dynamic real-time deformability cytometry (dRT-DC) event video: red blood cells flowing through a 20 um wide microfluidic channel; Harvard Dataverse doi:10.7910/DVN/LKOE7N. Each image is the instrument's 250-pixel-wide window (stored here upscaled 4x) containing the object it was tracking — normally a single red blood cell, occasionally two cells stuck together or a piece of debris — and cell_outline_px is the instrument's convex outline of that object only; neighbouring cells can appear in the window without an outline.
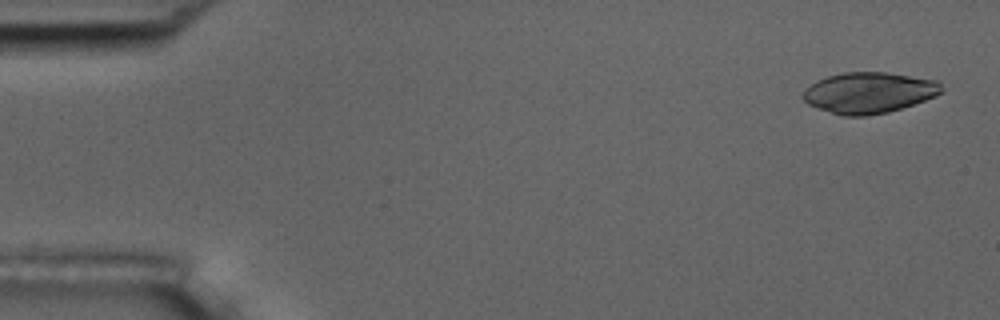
{"species": "common noctule bat (a hibernating species)", "species_latin": "Nyctalus noctula", "temperature_condition": "room temperature", "stored_images_in_passage": 4, "camera_frame_rate_fps": 3000, "um_per_image_px": 0.085, "animal": {"sex": "male", "body_mass_g": 17.5, "forearm_length_mm": 52.3}, "frame": {"image": 1, "passage_image": 1, "time_ms": 0.0, "image_size_px": [1000, 320], "cell_outline_px": [[944, 92], [936, 96], [888, 112], [868, 116], [844, 116], [808, 104], [800, 96], [804, 88], [816, 80], [828, 76], [844, 72], [888, 72], [940, 80], [944, 88]], "centroid_in_image_um": [73.88, 7.86], "position_along_channel_um": 11.1, "area_um2": 33.35}}